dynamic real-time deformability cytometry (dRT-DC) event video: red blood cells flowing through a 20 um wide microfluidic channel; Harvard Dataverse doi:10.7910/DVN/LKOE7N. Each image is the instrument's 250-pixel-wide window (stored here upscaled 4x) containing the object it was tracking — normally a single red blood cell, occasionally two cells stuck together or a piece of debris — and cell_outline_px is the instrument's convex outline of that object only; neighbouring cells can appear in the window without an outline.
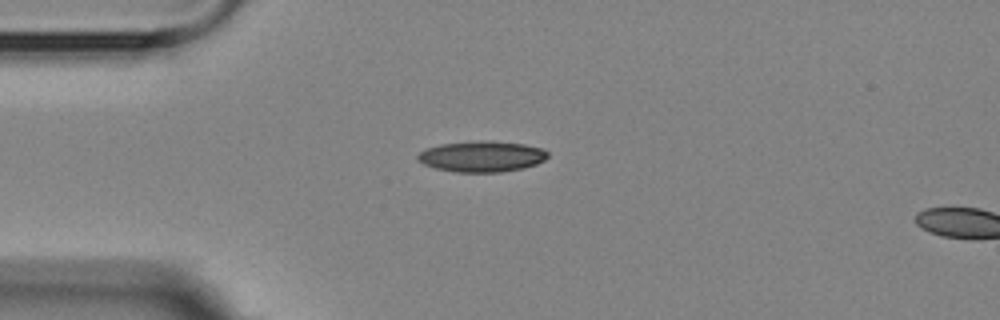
{"species": "Egyptian fruit bat (a non-hibernating species)", "species_latin": "Rousettus aegyptiacus", "temperature_condition": "room temperature", "stored_images_in_passage": 2, "camera_frame_rate_fps": 3000, "um_per_image_px": 0.085, "animal": {"sex": "female"}, "frame": {"image": 1, "passage_image": 1, "time_ms": 0.0, "image_size_px": [1000, 320], "cell_outline_px": [[548, 156], [544, 160], [536, 164], [524, 168], [500, 172], [456, 172], [436, 168], [424, 164], [416, 160], [416, 156], [424, 148], [440, 144], [484, 140], [524, 144], [544, 148], [548, 152]], "centroid_in_image_um": [40.94, 13.29], "position_along_channel_um": 44.1, "area_um2": 23.52}}